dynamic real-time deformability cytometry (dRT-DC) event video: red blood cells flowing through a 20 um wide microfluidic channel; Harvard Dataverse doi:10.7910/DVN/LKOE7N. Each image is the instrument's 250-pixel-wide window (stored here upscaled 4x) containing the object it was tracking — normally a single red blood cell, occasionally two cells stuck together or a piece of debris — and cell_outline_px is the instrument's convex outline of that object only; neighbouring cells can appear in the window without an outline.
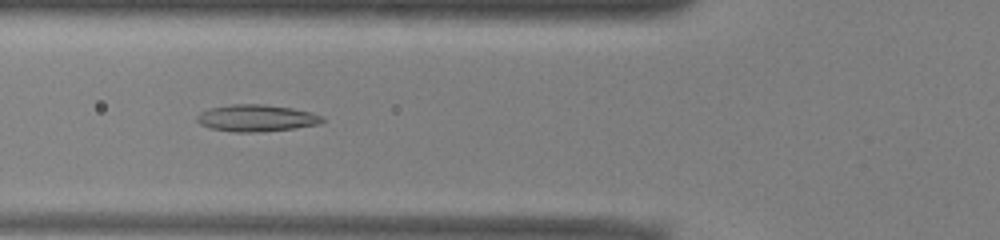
{"species": "common noctule bat (a hibernating species)", "species_latin": "Nyctalus noctula", "temperature_condition": "warm", "stored_images_in_passage": 22, "camera_frame_rate_fps": 3000, "um_per_image_px": 0.085, "animal": {"sex": "male", "body_mass_g": 13.0, "forearm_length_mm": 53.1}, "frame": {"image": 1, "passage_image": 4, "time_ms": 1.0, "image_size_px": [1000, 240], "cell_outline_px": [[324, 120], [320, 124], [296, 128], [260, 132], [236, 132], [208, 128], [200, 124], [196, 120], [196, 116], [200, 112], [208, 108], [232, 104], [264, 104], [292, 108], [324, 116]], "centroid_in_image_um": [21.77, 10.04], "position_along_channel_um": 104.0, "area_um2": 19.77}}
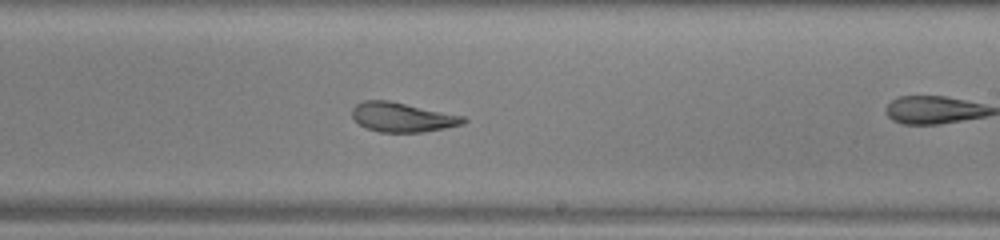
{"frame": {"image": 2, "passage_image": 12, "time_ms": 3.667, "image_size_px": [1000, 240], "cell_outline_px": [[468, 120], [464, 124], [424, 132], [380, 132], [368, 128], [360, 124], [352, 116], [352, 108], [356, 104], [364, 100], [388, 100], [464, 116]], "centroid_in_image_um": [34.21, 9.96], "position_along_channel_um": 254.8, "area_um2": 18.96}}
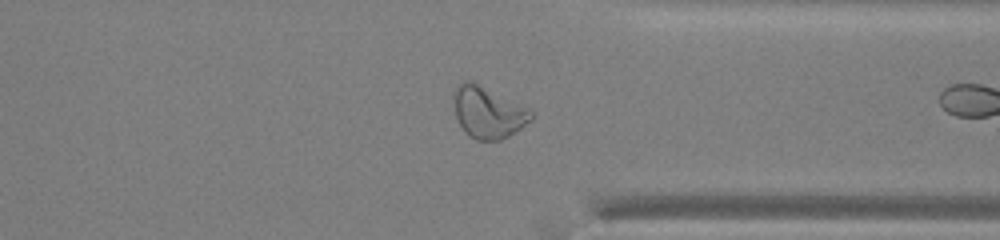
{"frame": {"image": 3, "passage_image": 21, "time_ms": 6.667, "image_size_px": [1000, 240], "cell_outline_px": [[532, 120], [508, 136], [500, 140], [476, 140], [468, 136], [464, 132], [456, 116], [452, 96], [452, 92], [464, 80], [472, 80], [532, 108]], "centroid_in_image_um": [41.49, 9.52], "position_along_channel_um": 369.9, "area_um2": 23.7}}